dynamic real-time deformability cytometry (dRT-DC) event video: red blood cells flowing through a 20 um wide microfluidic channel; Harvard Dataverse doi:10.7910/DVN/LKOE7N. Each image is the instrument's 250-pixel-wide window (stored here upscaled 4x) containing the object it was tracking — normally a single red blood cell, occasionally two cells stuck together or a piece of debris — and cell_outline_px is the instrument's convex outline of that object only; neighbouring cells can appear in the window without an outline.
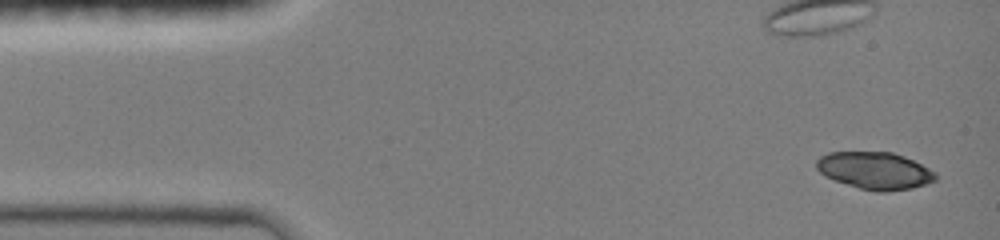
{"species": "common noctule bat (a hibernating species)", "species_latin": "Nyctalus noctula", "temperature_condition": "room temperature", "stored_images_in_passage": 29, "camera_frame_rate_fps": 3000, "um_per_image_px": 0.085, "animal": {"sex": "female", "body_mass_g": 19.0, "forearm_length_mm": 51.5}, "frame": {"image": 1, "passage_image": 1, "time_ms": 0.0, "image_size_px": [1000, 240], "cell_outline_px": [[936, 180], [912, 188], [884, 192], [876, 192], [860, 188], [836, 180], [820, 172], [816, 168], [816, 160], [820, 156], [828, 152], [892, 152], [904, 156], [928, 168], [936, 176]], "centroid_in_image_um": [74.34, 14.49], "position_along_channel_um": 10.7, "area_um2": 25.43}}